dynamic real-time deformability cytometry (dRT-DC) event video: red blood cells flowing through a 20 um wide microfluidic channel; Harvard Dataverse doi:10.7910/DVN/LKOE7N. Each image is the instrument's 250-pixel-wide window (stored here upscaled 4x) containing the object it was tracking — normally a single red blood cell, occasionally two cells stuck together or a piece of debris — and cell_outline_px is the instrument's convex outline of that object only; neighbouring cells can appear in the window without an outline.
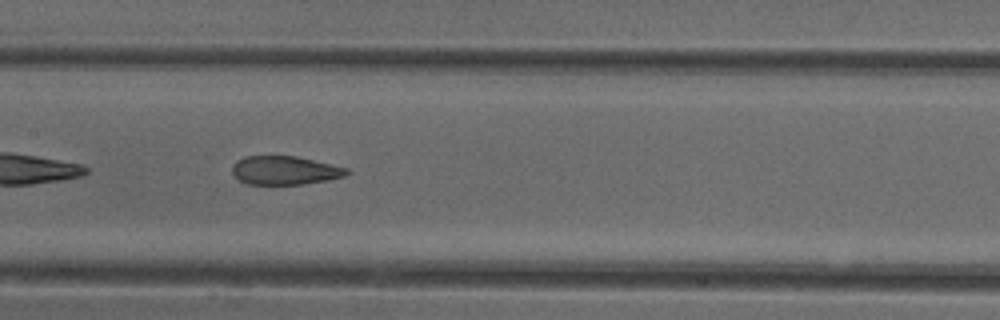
{"species": "common noctule bat (a hibernating species)", "species_latin": "Nyctalus noctula", "temperature_condition": "cold", "stored_images_in_passage": 43, "camera_frame_rate_fps": 3000, "um_per_image_px": 0.085, "animal": {"sex": "female"}, "frame": {"image": 1, "passage_image": 25, "time_ms": 8.0, "image_size_px": [1000, 320], "cell_outline_px": [[348, 172], [344, 176], [328, 180], [304, 184], [248, 184], [240, 180], [232, 172], [232, 164], [236, 160], [244, 156], [296, 156], [348, 168]], "centroid_in_image_um": [24.18, 14.47], "position_along_channel_um": 183.2, "area_um2": 19.02}}
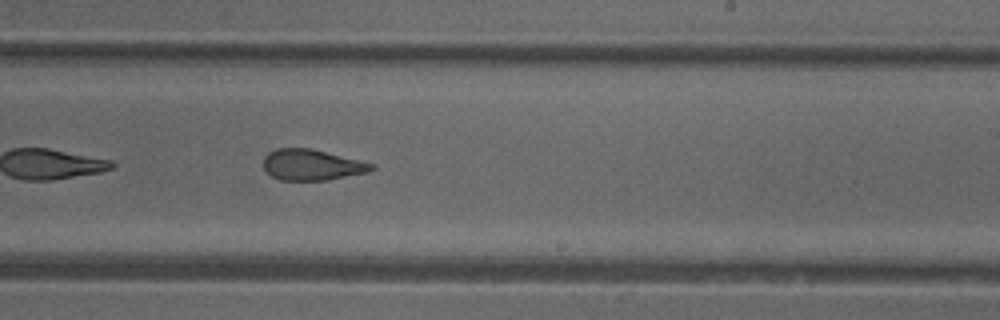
{"frame": {"image": 2, "passage_image": 31, "time_ms": 10.0, "image_size_px": [1000, 320], "cell_outline_px": [[376, 168], [368, 172], [328, 180], [280, 180], [272, 176], [264, 168], [264, 156], [268, 152], [276, 148], [312, 148], [372, 164]], "centroid_in_image_um": [26.47, 14.01], "position_along_channel_um": 262.5, "area_um2": 19.31}, "authors_computed_cell_mechanics": {"area_um2": 21.2126, "velocity_mm_per_s": 3.9913, "shape_relaxation_time_tau1_ms": null, "shape_relaxation_time_tau2_ms": 1.9283, "deformation_change_tau1": null, "deformation_change_tau2": 0.1044}}